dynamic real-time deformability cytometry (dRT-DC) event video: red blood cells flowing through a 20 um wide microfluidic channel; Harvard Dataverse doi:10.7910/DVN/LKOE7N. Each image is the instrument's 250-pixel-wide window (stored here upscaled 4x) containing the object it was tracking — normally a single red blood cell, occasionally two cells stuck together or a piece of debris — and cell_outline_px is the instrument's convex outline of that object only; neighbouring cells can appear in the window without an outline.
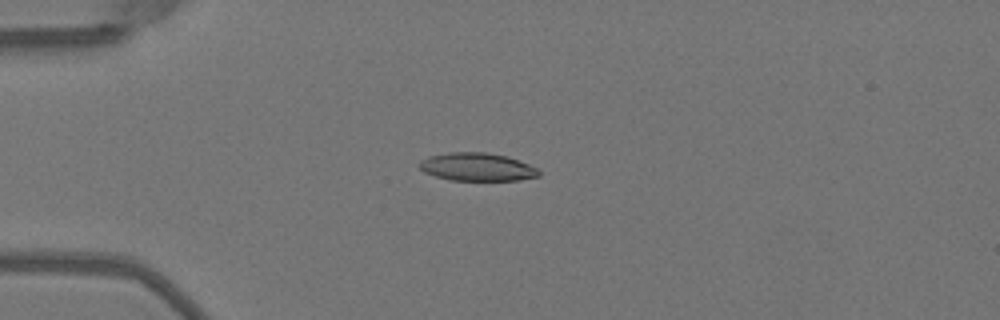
{"species": "Egyptian fruit bat (a non-hibernating species)", "species_latin": "Rousettus aegyptiacus", "temperature_condition": "warm", "stored_images_in_passage": 34, "camera_frame_rate_fps": 3000, "um_per_image_px": 0.085, "animal": {"sex": "female"}, "frame": {"image": 1, "passage_image": 2, "time_ms": 0.333, "image_size_px": [1000, 320], "cell_outline_px": [[540, 176], [520, 180], [452, 180], [436, 176], [424, 172], [416, 164], [420, 160], [428, 156], [448, 152], [488, 152], [508, 156], [528, 164], [536, 168], [540, 172]], "centroid_in_image_um": [40.53, 14.18], "position_along_channel_um": 44.5, "area_um2": 19.65}}
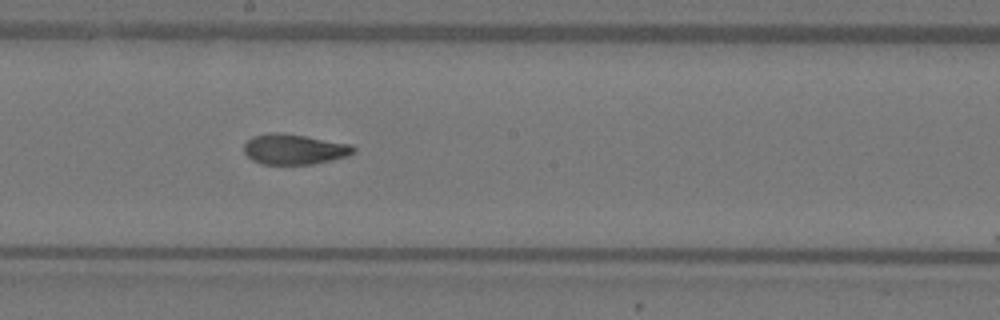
{"frame": {"image": 2, "passage_image": 17, "time_ms": 5.333, "image_size_px": [1000, 320], "cell_outline_px": [[356, 152], [348, 156], [332, 160], [312, 164], [260, 164], [252, 160], [244, 152], [244, 144], [252, 136], [268, 132], [280, 132], [352, 144], [356, 148]], "centroid_in_image_um": [25.02, 12.68], "position_along_channel_um": 223.2, "area_um2": 19.54}}
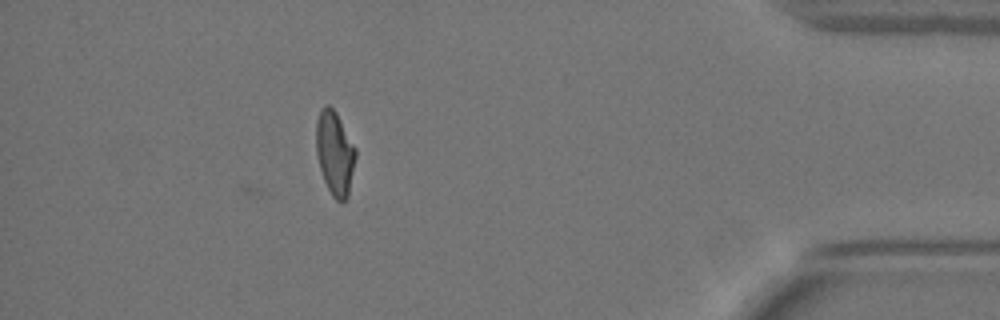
{"frame": {"image": 3, "passage_image": 34, "time_ms": 11.0, "image_size_px": [1000, 320], "cell_outline_px": [[356, 156], [348, 196], [340, 204], [332, 196], [324, 180], [320, 168], [316, 152], [316, 120], [320, 108], [324, 104], [328, 104], [336, 112], [356, 148]], "centroid_in_image_um": [28.45, 12.99], "position_along_channel_um": 406.8, "area_um2": 19.42}, "authors_computed_cell_mechanics": {"area_um2": 19.5364, "velocity_mm_per_s": 4.0581, "shape_relaxation_time_tau1_ms": 6.5065, "shape_relaxation_time_tau2_ms": 1.349, "deformation_change_tau1": 0.2285, "deformation_change_tau2": 0.0774}}